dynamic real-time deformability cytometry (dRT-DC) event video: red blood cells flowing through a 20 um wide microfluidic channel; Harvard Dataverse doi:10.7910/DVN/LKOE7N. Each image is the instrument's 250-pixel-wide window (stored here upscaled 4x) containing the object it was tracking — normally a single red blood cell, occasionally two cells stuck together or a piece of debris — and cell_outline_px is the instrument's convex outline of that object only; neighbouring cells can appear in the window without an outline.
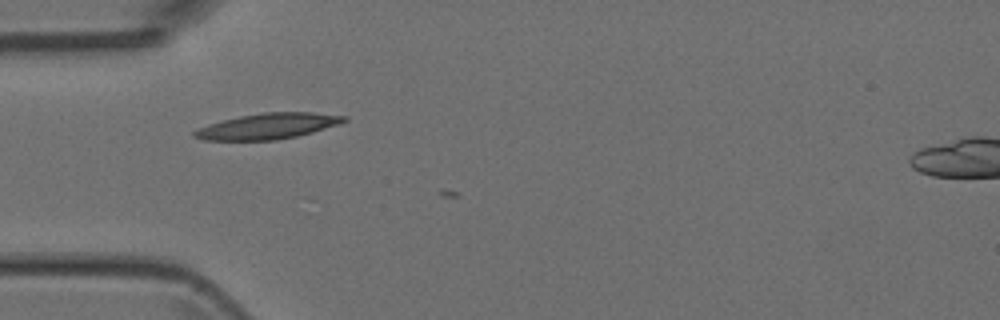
{"species": "Egyptian fruit bat (a non-hibernating species)", "species_latin": "Rousettus aegyptiacus", "temperature_condition": "room temperature", "stored_images_in_passage": 2, "camera_frame_rate_fps": 3000, "um_per_image_px": 0.085, "animal": {"sex": "female"}, "frame": {"image": 1, "passage_image": 1, "time_ms": 0.0, "image_size_px": [1000, 320], "cell_outline_px": [[348, 120], [340, 124], [312, 132], [296, 136], [276, 140], [204, 140], [192, 136], [192, 132], [208, 124], [240, 116], [264, 112], [312, 112], [348, 116]], "centroid_in_image_um": [22.8, 10.72], "position_along_channel_um": 62.2, "area_um2": 22.37}}